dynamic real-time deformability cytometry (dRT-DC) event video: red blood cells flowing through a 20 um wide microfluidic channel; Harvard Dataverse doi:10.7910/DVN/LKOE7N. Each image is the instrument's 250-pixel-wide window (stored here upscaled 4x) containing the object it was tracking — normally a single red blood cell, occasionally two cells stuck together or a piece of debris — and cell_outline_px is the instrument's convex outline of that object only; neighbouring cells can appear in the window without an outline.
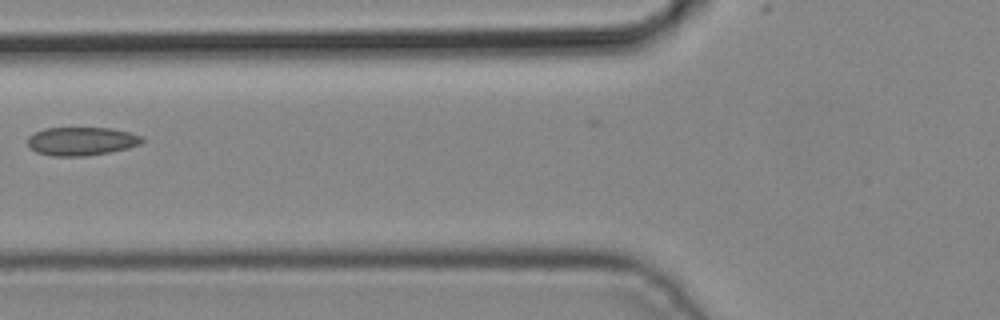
{"species": "common noctule bat (a hibernating species)", "species_latin": "Nyctalus noctula", "temperature_condition": "cold", "stored_images_in_passage": 3, "camera_frame_rate_fps": 3000, "um_per_image_px": 0.085, "animal": {"sex": "male", "body_mass_g": 19.2, "forearm_length_mm": 51.8}, "frame": {"image": 1, "passage_image": 3, "time_ms": 0.667, "image_size_px": [1000, 320], "cell_outline_px": [[144, 140], [140, 144], [128, 148], [88, 156], [52, 156], [36, 152], [28, 144], [28, 136], [44, 128], [112, 128], [144, 136]], "centroid_in_image_um": [6.94, 12.0], "position_along_channel_um": 118.9, "area_um2": 18.96}}